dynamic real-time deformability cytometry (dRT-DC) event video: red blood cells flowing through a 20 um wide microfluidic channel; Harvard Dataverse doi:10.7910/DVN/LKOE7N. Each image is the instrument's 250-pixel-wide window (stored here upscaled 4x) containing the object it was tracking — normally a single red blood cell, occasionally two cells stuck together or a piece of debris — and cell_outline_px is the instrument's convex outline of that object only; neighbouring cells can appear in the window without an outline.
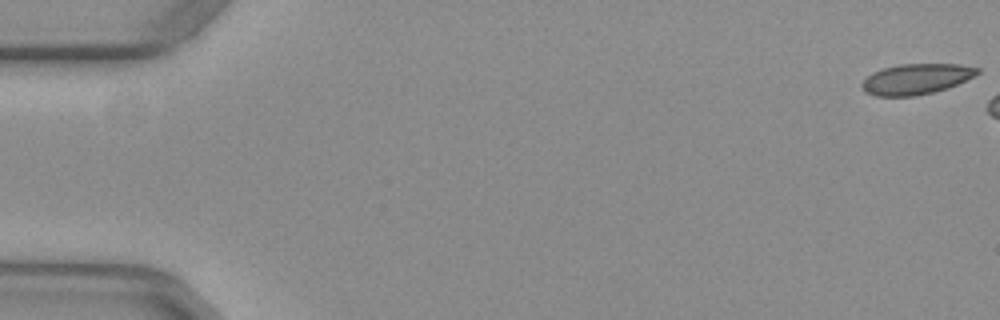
{"species": "common noctule bat (a hibernating species)", "species_latin": "Nyctalus noctula", "temperature_condition": "warm", "stored_images_in_passage": 7, "camera_frame_rate_fps": 3000, "um_per_image_px": 0.085, "animal": {"sex": "female", "body_mass_g": 29.2, "forearm_length_mm": 56.3}, "frame": {"image": 1, "passage_image": 1, "time_ms": 0.0, "image_size_px": [1000, 320], "cell_outline_px": [[980, 72], [948, 88], [916, 96], [876, 96], [864, 92], [860, 84], [872, 72], [884, 68], [900, 64], [960, 64], [980, 68]], "centroid_in_image_um": [77.84, 6.72], "position_along_channel_um": 7.2, "area_um2": 20.46}}